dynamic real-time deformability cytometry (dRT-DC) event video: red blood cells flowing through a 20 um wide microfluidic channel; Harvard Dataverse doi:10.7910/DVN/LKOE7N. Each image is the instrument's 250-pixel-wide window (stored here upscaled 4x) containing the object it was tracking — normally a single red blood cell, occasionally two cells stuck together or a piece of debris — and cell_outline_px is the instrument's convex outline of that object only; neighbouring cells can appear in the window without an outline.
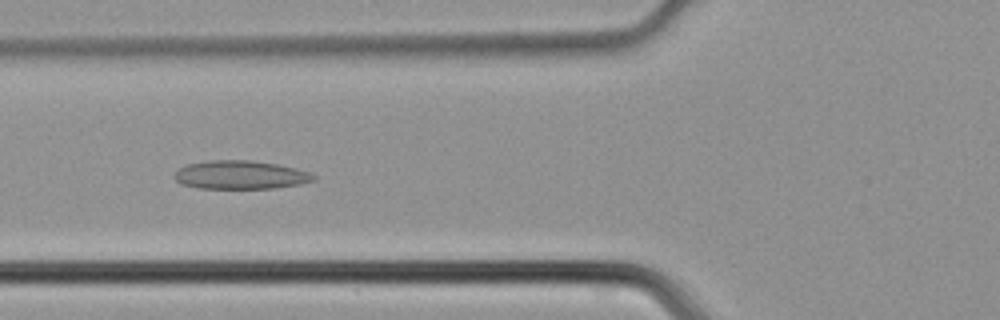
{"species": "common noctule bat (a hibernating species)", "species_latin": "Nyctalus noctula", "temperature_condition": "cold", "stored_images_in_passage": 44, "camera_frame_rate_fps": 3000, "um_per_image_px": 0.085, "animal": {"sex": "male", "body_mass_g": 21.5, "forearm_length_mm": 52.0}, "frame": {"image": 1, "passage_image": 15, "time_ms": 4.667, "image_size_px": [1000, 320], "cell_outline_px": [[316, 180], [300, 184], [276, 188], [200, 188], [180, 184], [172, 176], [184, 164], [208, 160], [252, 160], [276, 164], [296, 168], [312, 172], [316, 176]], "centroid_in_image_um": [20.44, 14.86], "position_along_channel_um": 105.4, "area_um2": 23.35}}
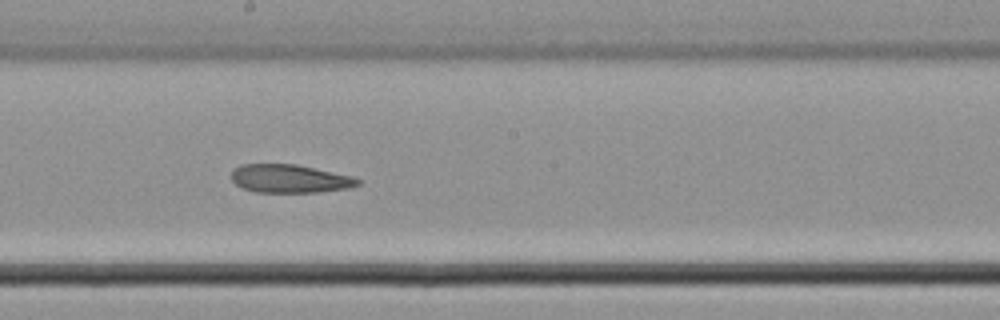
{"frame": {"image": 2, "passage_image": 23, "time_ms": 7.333, "image_size_px": [1000, 320], "cell_outline_px": [[360, 184], [348, 188], [320, 192], [256, 192], [240, 188], [232, 180], [232, 172], [240, 164], [296, 164], [352, 176], [360, 180]], "centroid_in_image_um": [24.62, 15.19], "position_along_channel_um": 223.6, "area_um2": 20.81}}
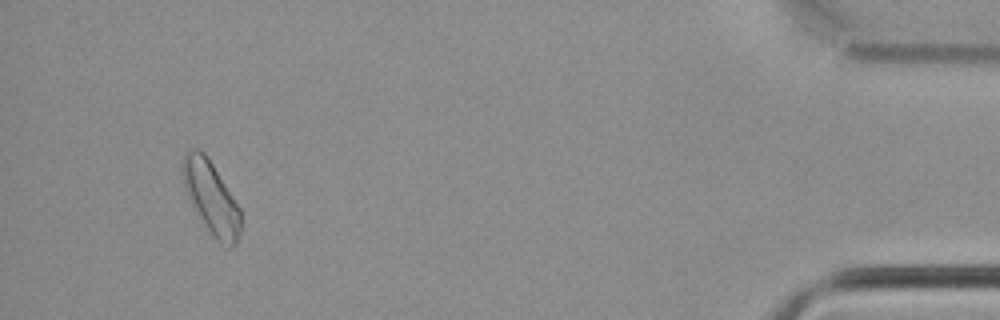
{"frame": {"image": 3, "passage_image": 41, "time_ms": 13.333, "image_size_px": [1000, 320], "cell_outline_px": [[240, 232], [236, 244], [232, 248], [228, 248], [220, 244], [216, 240], [200, 216], [188, 196], [184, 184], [184, 152], [196, 148], [204, 152], [212, 164], [240, 208]], "centroid_in_image_um": [17.99, 16.84], "position_along_channel_um": 417.2, "area_um2": 23.64}}